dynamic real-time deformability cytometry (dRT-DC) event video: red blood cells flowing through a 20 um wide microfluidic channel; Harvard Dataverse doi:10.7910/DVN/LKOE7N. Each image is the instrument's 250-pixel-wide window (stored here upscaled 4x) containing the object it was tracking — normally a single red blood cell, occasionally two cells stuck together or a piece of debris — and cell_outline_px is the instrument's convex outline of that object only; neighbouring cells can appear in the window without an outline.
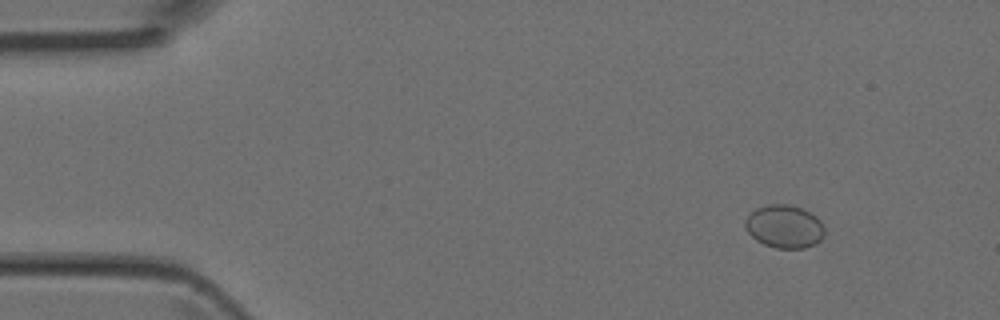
{"species": "Egyptian fruit bat (a non-hibernating species)", "species_latin": "Rousettus aegyptiacus", "temperature_condition": "room temperature", "stored_images_in_passage": 5, "camera_frame_rate_fps": 3000, "um_per_image_px": 0.085, "animal": {"sex": "female"}, "frame": {"image": 1, "passage_image": 2, "time_ms": 0.333, "image_size_px": [1000, 320], "cell_outline_px": [[824, 236], [816, 244], [804, 248], [776, 248], [764, 244], [756, 240], [744, 228], [744, 220], [756, 208], [768, 204], [788, 204], [800, 208], [816, 216], [820, 220], [824, 228]], "centroid_in_image_um": [66.66, 19.26], "position_along_channel_um": 18.3, "area_um2": 19.94}}
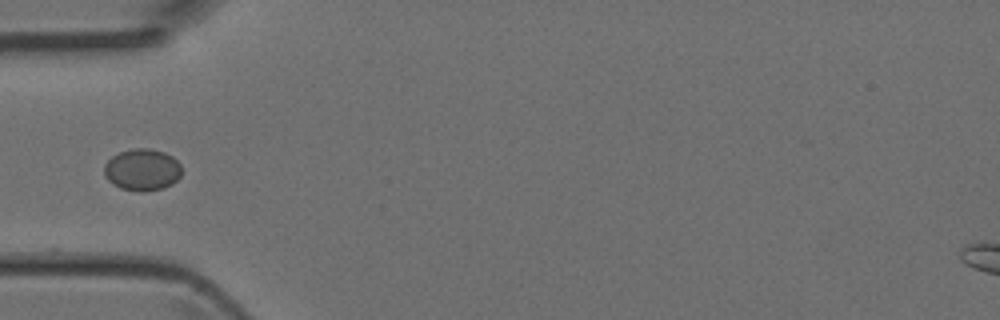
{"frame": {"image": 2, "passage_image": 5, "time_ms": 1.333, "image_size_px": [1000, 320], "cell_outline_px": [[180, 176], [172, 184], [164, 188], [144, 192], [136, 192], [120, 188], [112, 184], [104, 176], [104, 164], [112, 156], [120, 152], [136, 148], [148, 148], [164, 152], [172, 156], [180, 164]], "centroid_in_image_um": [12.07, 14.44], "position_along_channel_um": 72.9, "area_um2": 19.02}}